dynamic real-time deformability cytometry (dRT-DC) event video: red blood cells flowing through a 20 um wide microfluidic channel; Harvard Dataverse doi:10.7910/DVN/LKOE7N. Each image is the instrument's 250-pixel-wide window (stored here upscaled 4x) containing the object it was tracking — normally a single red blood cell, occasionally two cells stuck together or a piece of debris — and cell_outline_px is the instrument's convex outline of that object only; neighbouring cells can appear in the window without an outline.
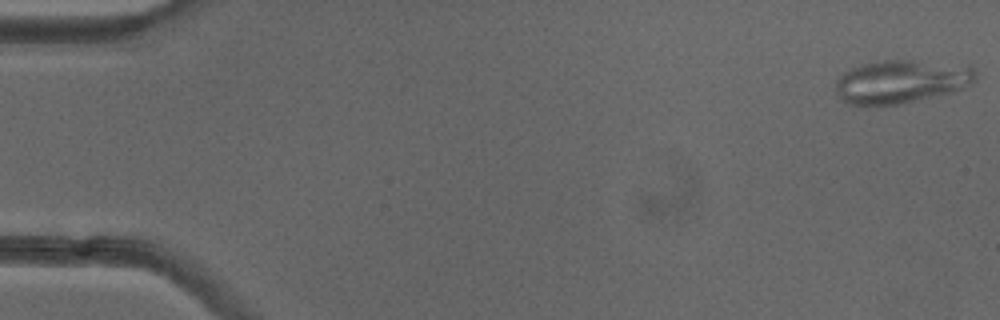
{"species": "common noctule bat (a hibernating species)", "species_latin": "Nyctalus noctula", "temperature_condition": "cold", "stored_images_in_passage": 51, "segment_of_instrument_passage": [1, 2], "camera_frame_rate_fps": 3000, "um_per_image_px": 0.085, "animal": {"sex": "female"}, "frame": {"image": 1, "passage_image": 1, "time_ms": 0.0, "image_size_px": [1000, 320], "cell_outline_px": [[976, 80], [972, 84], [952, 92], [940, 96], [876, 108], [868, 108], [852, 104], [836, 96], [836, 80], [844, 72], [860, 64], [884, 60], [912, 60], [968, 64], [976, 72]], "centroid_in_image_um": [76.61, 6.95], "position_along_channel_um": 8.4, "area_um2": 36.3}}